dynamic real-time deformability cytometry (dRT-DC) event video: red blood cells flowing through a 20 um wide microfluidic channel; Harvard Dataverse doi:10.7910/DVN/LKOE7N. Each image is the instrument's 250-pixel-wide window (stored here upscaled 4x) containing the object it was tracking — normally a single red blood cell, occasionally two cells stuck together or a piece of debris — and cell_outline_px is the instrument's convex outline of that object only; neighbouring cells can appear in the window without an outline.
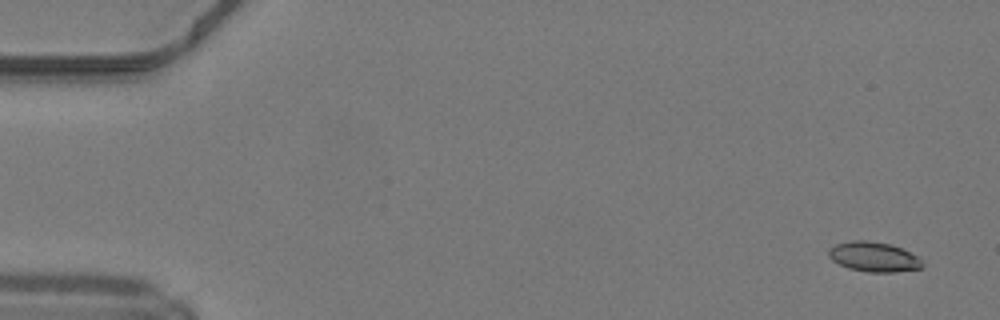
{"species": "common noctule bat (a hibernating species)", "species_latin": "Nyctalus noctula", "temperature_condition": "warm", "stored_images_in_passage": 49, "camera_frame_rate_fps": 3000, "um_per_image_px": 0.085, "animal": {"sex": "male", "body_mass_g": 19.2, "forearm_length_mm": 51.8}, "frame": {"image": 1, "passage_image": 2, "time_ms": 0.333, "image_size_px": [1000, 320], "cell_outline_px": [[924, 264], [920, 268], [896, 272], [868, 272], [848, 268], [832, 260], [828, 256], [828, 248], [836, 244], [852, 240], [868, 240], [892, 244], [916, 256]], "centroid_in_image_um": [74.23, 21.82], "position_along_channel_um": 10.8, "area_um2": 16.24}}
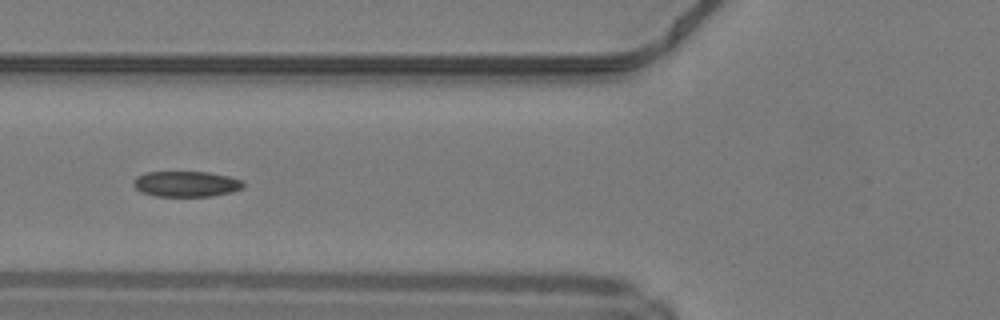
{"frame": {"image": 2, "passage_image": 19, "time_ms": 6.0, "image_size_px": [1000, 320], "cell_outline_px": [[244, 188], [232, 192], [212, 196], [156, 196], [144, 192], [136, 188], [132, 184], [132, 180], [136, 176], [144, 172], [208, 172], [228, 176], [244, 180]], "centroid_in_image_um": [15.85, 15.63], "position_along_channel_um": 110.0, "area_um2": 16.53}}
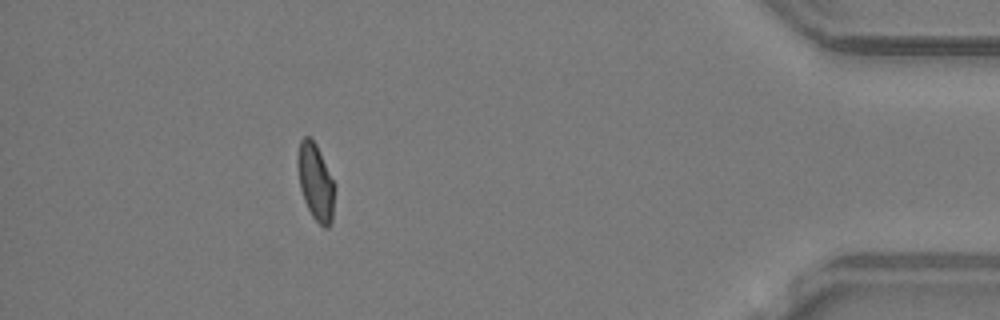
{"frame": {"image": 3, "passage_image": 44, "time_ms": 14.333, "image_size_px": [1000, 320], "cell_outline_px": [[336, 184], [332, 220], [328, 228], [324, 228], [312, 216], [304, 200], [300, 188], [296, 164], [296, 156], [300, 140], [304, 136], [308, 136], [316, 144]], "centroid_in_image_um": [26.83, 15.46], "position_along_channel_um": 408.4, "area_um2": 16.88}, "authors_computed_cell_mechanics": {"area_um2": 16.7042, "velocity_mm_per_s": 4.2347, "shape_relaxation_time_tau1_ms": null, "shape_relaxation_time_tau2_ms": 1.6807, "deformation_change_tau1": null, "deformation_change_tau2": 0.069}}